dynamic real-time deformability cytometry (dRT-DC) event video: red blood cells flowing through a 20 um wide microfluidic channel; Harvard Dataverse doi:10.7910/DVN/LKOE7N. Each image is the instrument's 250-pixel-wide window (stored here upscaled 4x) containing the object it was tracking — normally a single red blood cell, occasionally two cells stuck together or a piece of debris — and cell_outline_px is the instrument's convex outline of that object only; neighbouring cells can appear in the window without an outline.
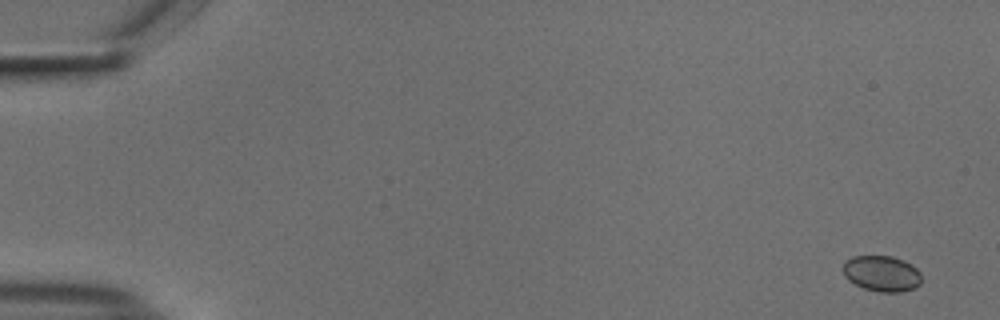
{"species": "common noctule bat (a hibernating species)", "species_latin": "Nyctalus noctula", "temperature_condition": "cold", "stored_images_in_passage": 12, "camera_frame_rate_fps": 3000, "um_per_image_px": 0.085, "animal": {"sex": "male", "body_mass_g": 18.8}, "frame": {"image": 1, "passage_image": 1, "time_ms": 0.0, "image_size_px": [1000, 320], "cell_outline_px": [[920, 284], [916, 288], [900, 292], [880, 292], [864, 288], [848, 280], [844, 276], [840, 268], [844, 260], [852, 256], [892, 256], [904, 260], [912, 264], [920, 272]], "centroid_in_image_um": [74.91, 23.24], "position_along_channel_um": 10.1, "area_um2": 16.7}}